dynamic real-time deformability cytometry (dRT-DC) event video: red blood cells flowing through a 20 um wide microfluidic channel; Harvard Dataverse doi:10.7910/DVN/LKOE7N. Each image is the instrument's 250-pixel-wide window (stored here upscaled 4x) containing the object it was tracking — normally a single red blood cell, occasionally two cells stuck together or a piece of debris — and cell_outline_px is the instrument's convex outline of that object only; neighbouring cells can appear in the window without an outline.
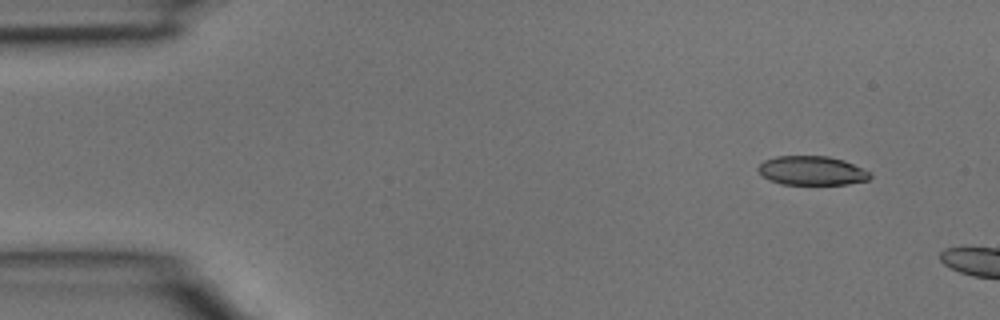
{"species": "common noctule bat (a hibernating species)", "species_latin": "Nyctalus noctula", "temperature_condition": "room temperature", "stored_images_in_passage": 2, "camera_frame_rate_fps": 3000, "um_per_image_px": 0.085, "animal": {"sex": "male", "body_mass_g": 15.6}, "frame": {"image": 1, "passage_image": 1, "time_ms": 0.0, "image_size_px": [1000, 320], "cell_outline_px": [[872, 176], [868, 180], [848, 184], [780, 184], [768, 180], [756, 168], [764, 160], [776, 156], [828, 156], [844, 160], [872, 172]], "centroid_in_image_um": [69.02, 14.5], "position_along_channel_um": 16.0, "area_um2": 19.07}}